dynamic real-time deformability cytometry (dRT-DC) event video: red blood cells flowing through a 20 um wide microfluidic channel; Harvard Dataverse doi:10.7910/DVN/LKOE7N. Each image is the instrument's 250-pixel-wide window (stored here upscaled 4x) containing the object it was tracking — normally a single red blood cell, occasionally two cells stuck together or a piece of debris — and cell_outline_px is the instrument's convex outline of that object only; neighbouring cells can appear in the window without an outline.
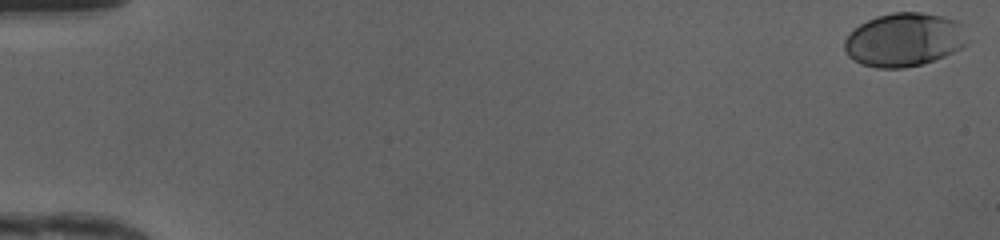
{"species": "human", "species_latin": "Homo sapiens", "temperature_condition": "cold", "stored_images_in_passage": 50, "camera_frame_rate_fps": 3000, "um_per_image_px": 0.085, "donor": {"sex": "female"}, "frame": {"image": 1, "passage_image": 1, "time_ms": 0.0, "image_size_px": [1000, 240], "cell_outline_px": [[968, 44], [944, 56], [920, 64], [904, 68], [876, 68], [860, 64], [848, 56], [844, 48], [844, 40], [860, 24], [876, 16], [892, 12], [920, 12], [944, 16], [956, 20], [964, 24]], "centroid_in_image_um": [76.88, 3.37], "position_along_channel_um": 8.1, "area_um2": 38.49}}
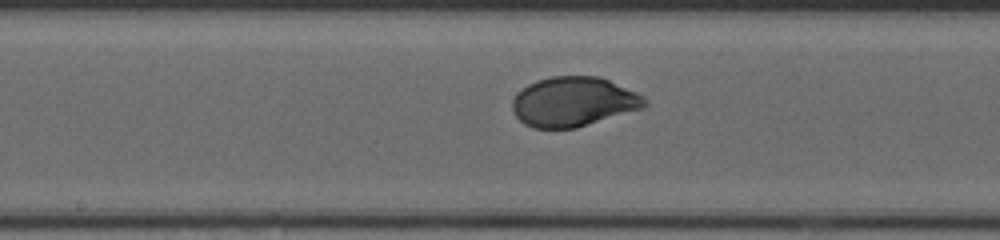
{"frame": {"image": 2, "passage_image": 27, "time_ms": 8.667, "image_size_px": [1000, 240], "cell_outline_px": [[648, 104], [644, 108], [576, 128], [532, 128], [524, 124], [516, 116], [512, 108], [512, 100], [528, 84], [536, 80], [552, 76], [600, 76], [636, 92], [644, 96], [648, 100]], "centroid_in_image_um": [48.77, 8.65], "position_along_channel_um": 199.4, "area_um2": 38.32}}
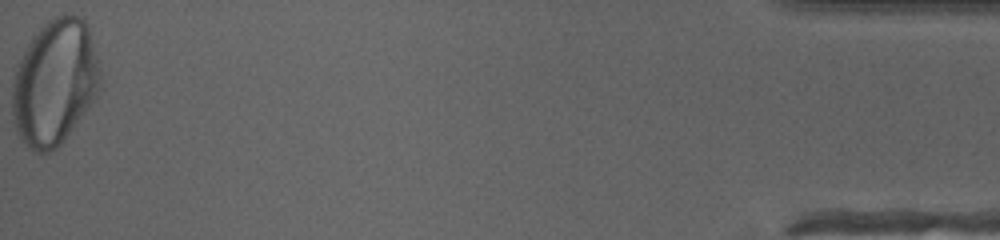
{"frame": {"image": 3, "passage_image": 50, "time_ms": 16.333, "image_size_px": [1000, 240], "cell_outline_px": [[104, 88], [92, 104], [64, 140], [56, 148], [48, 152], [32, 152], [28, 148], [16, 132], [12, 112], [12, 80], [16, 64], [32, 36], [52, 16], [64, 12], [80, 16], [88, 24], [100, 68]], "centroid_in_image_um": [4.67, 6.98], "position_along_channel_um": 430.5, "area_um2": 65.72}, "authors_computed_cell_mechanics": {"area_um2": 38.3214, "velocity_mm_per_s": 4.1782, "shape_relaxation_time_tau1_ms": 3.6974, "shape_relaxation_time_tau2_ms": null, "deformation_change_tau1": 0.1879, "deformation_change_tau2": null}}